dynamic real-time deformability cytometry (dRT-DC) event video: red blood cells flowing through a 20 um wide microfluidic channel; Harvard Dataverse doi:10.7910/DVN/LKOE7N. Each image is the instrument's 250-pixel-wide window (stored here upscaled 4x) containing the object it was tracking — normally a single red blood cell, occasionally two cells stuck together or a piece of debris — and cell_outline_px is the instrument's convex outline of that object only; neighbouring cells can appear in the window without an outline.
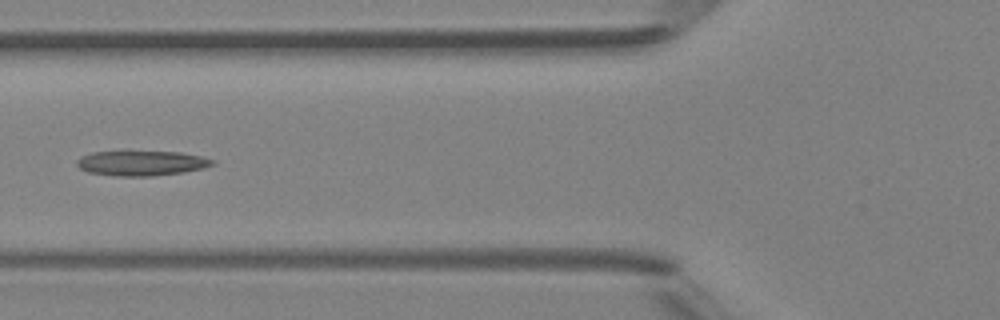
{"species": "Egyptian fruit bat (a non-hibernating species)", "species_latin": "Rousettus aegyptiacus", "temperature_condition": "room temperature", "stored_images_in_passage": 7, "camera_frame_rate_fps": 3000, "um_per_image_px": 0.085, "animal": {"sex": "female"}, "frame": {"image": 1, "passage_image": 6, "time_ms": 5.667, "image_size_px": [1000, 320], "cell_outline_px": [[216, 164], [204, 168], [184, 172], [152, 176], [116, 176], [88, 172], [80, 168], [76, 164], [76, 160], [80, 156], [92, 152], [180, 152], [200, 156], [216, 160]], "centroid_in_image_um": [12.04, 13.87], "position_along_channel_um": 113.8, "area_um2": 19.71}}
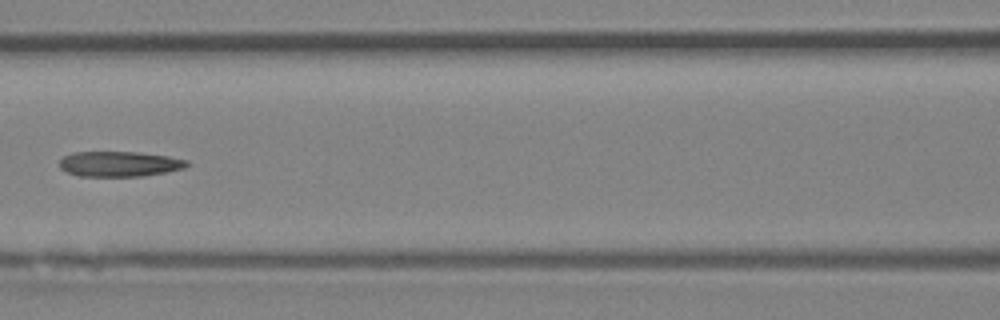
{"frame": {"image": 2, "passage_image": 7, "time_ms": 6.667, "image_size_px": [1000, 320], "cell_outline_px": [[188, 164], [184, 168], [168, 172], [140, 176], [76, 176], [60, 168], [60, 160], [64, 156], [72, 152], [136, 152], [168, 156], [188, 160]], "centroid_in_image_um": [10.14, 13.93], "position_along_channel_um": 156.5, "area_um2": 18.73}}